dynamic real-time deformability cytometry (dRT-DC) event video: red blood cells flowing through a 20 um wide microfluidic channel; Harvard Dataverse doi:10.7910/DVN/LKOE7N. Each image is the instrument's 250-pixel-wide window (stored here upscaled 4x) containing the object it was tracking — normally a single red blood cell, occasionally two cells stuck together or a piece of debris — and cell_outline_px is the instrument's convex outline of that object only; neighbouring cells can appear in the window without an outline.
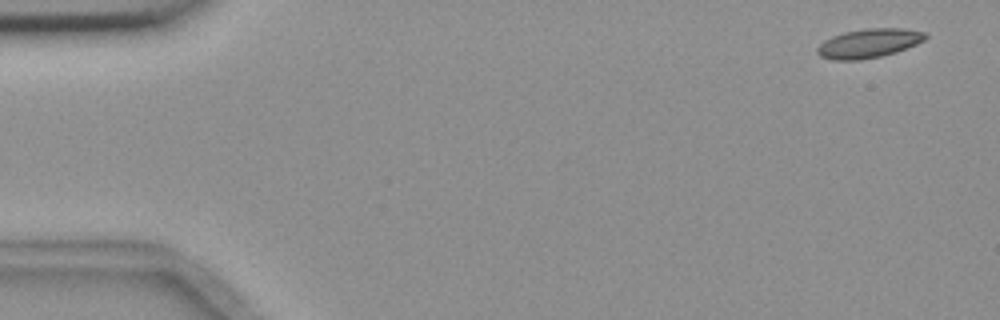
{"species": "common noctule bat (a hibernating species)", "species_latin": "Nyctalus noctula", "temperature_condition": "room temperature", "stored_images_in_passage": 14, "segment_of_instrument_passage": [1, 2], "camera_frame_rate_fps": 3000, "um_per_image_px": 0.085, "animal": {"sex": "female", "body_mass_g": 18.4}, "frame": {"image": 1, "passage_image": 1, "time_ms": 0.0, "image_size_px": [1000, 320], "cell_outline_px": [[928, 36], [924, 40], [916, 44], [896, 52], [880, 56], [860, 60], [832, 60], [820, 56], [816, 52], [816, 48], [824, 40], [832, 36], [844, 32], [868, 28], [904, 28], [928, 32]], "centroid_in_image_um": [73.86, 3.67], "position_along_channel_um": 11.1, "area_um2": 18.44}}
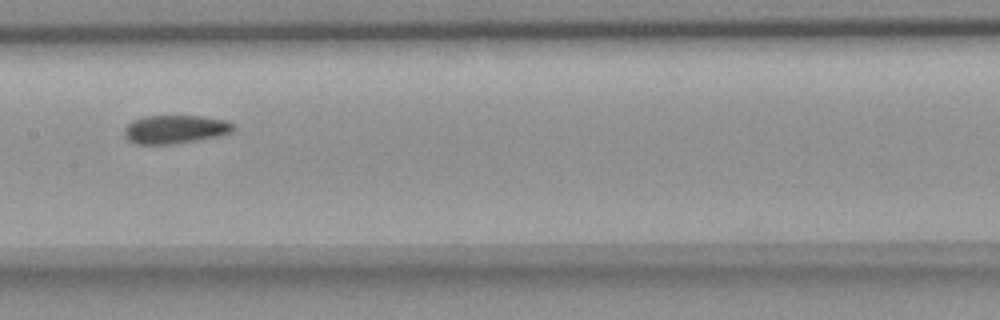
{"frame": {"image": 2, "passage_image": 7, "time_ms": 8.333, "image_size_px": [1000, 320], "cell_outline_px": [[236, 128], [232, 132], [216, 136], [196, 140], [168, 144], [136, 144], [128, 140], [124, 136], [124, 128], [132, 120], [144, 116], [200, 116], [224, 120], [232, 124]], "centroid_in_image_um": [14.84, 10.99], "position_along_channel_um": 192.6, "area_um2": 17.92}}
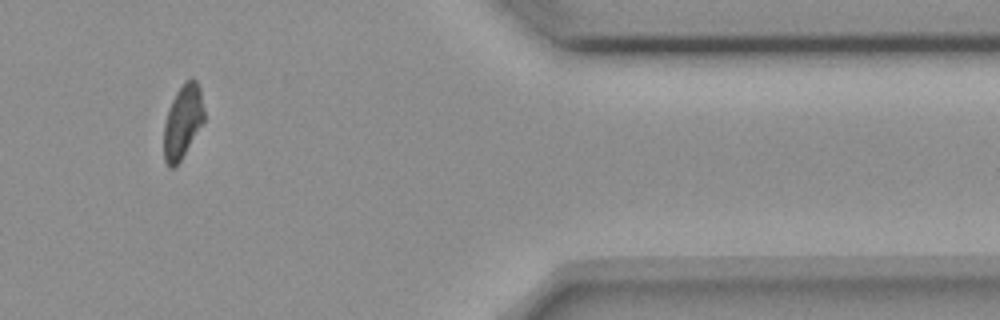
{"frame": {"image": 3, "passage_image": 12, "time_ms": 14.667, "image_size_px": [1000, 320], "cell_outline_px": [[204, 120], [180, 160], [172, 168], [168, 168], [164, 160], [164, 124], [172, 100], [176, 92], [184, 80], [192, 76], [196, 80], [200, 88], [204, 112]], "centroid_in_image_um": [15.52, 10.28], "position_along_channel_um": 395.9, "area_um2": 17.05}}